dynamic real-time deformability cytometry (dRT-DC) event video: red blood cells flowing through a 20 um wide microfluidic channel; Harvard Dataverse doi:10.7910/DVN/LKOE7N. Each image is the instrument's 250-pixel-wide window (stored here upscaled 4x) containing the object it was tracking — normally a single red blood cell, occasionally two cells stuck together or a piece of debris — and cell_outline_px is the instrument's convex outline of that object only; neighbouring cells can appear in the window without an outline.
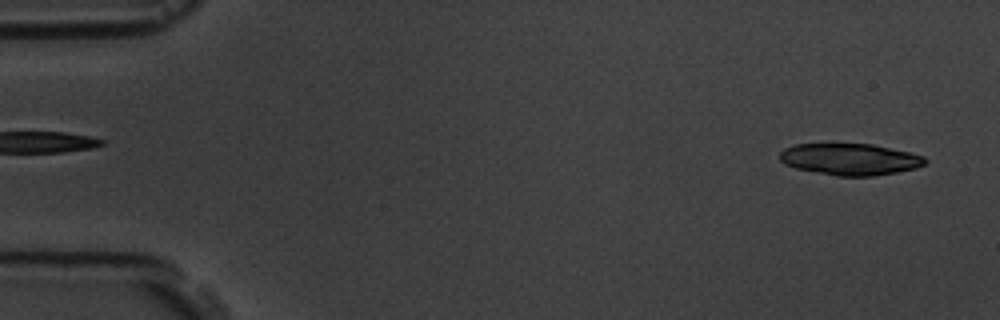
{"species": "common noctule bat (a hibernating species)", "species_latin": "Nyctalus noctula", "temperature_condition": "room temperature", "stored_images_in_passage": 5, "camera_frame_rate_fps": 3000, "um_per_image_px": 0.085, "animal": {"sex": "male", "body_mass_g": 19.5, "forearm_length_mm": 54.6}, "frame": {"image": 1, "passage_image": 1, "time_ms": 0.0, "image_size_px": [1000, 320], "cell_outline_px": [[928, 160], [924, 164], [916, 168], [896, 172], [872, 176], [836, 176], [796, 168], [784, 164], [780, 160], [780, 152], [784, 148], [792, 144], [872, 144], [908, 152], [924, 156]], "centroid_in_image_um": [72.23, 13.53], "position_along_channel_um": 12.8, "area_um2": 26.7}}
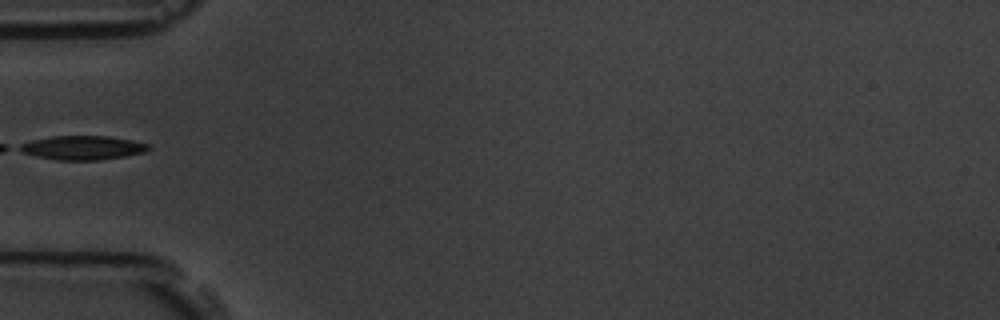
{"frame": {"image": 2, "passage_image": 5, "time_ms": 5.333, "image_size_px": [1000, 320], "cell_outline_px": [[152, 148], [144, 152], [124, 156], [100, 160], [56, 160], [36, 156], [24, 152], [16, 148], [20, 144], [32, 140], [52, 136], [108, 136], [132, 140], [148, 144]], "centroid_in_image_um": [7.02, 12.55], "position_along_channel_um": 78.0, "area_um2": 17.98}}